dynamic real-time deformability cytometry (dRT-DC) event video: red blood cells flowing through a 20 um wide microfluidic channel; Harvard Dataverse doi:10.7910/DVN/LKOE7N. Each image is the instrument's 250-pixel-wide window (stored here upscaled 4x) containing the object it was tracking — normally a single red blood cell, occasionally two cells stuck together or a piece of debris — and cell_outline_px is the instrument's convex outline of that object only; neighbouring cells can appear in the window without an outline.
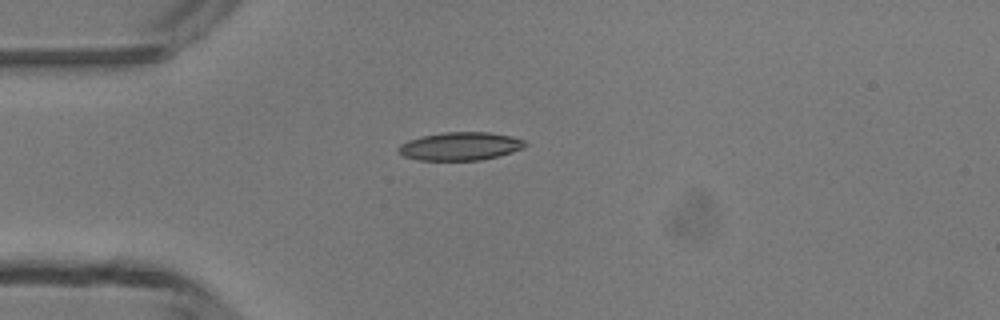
{"species": "common noctule bat (a hibernating species)", "species_latin": "Nyctalus noctula", "temperature_condition": "room temperature", "stored_images_in_passage": 4, "camera_frame_rate_fps": 3000, "um_per_image_px": 0.085, "animal": {"sex": "male", "body_mass_g": 13.3}, "frame": {"image": 1, "passage_image": 4, "time_ms": 3.333, "image_size_px": [1000, 320], "cell_outline_px": [[528, 144], [512, 152], [480, 160], [420, 160], [404, 156], [400, 152], [400, 144], [408, 140], [424, 136], [444, 132], [488, 132], [508, 136], [524, 140]], "centroid_in_image_um": [39.12, 12.43], "position_along_channel_um": 45.9, "area_um2": 20.35}}